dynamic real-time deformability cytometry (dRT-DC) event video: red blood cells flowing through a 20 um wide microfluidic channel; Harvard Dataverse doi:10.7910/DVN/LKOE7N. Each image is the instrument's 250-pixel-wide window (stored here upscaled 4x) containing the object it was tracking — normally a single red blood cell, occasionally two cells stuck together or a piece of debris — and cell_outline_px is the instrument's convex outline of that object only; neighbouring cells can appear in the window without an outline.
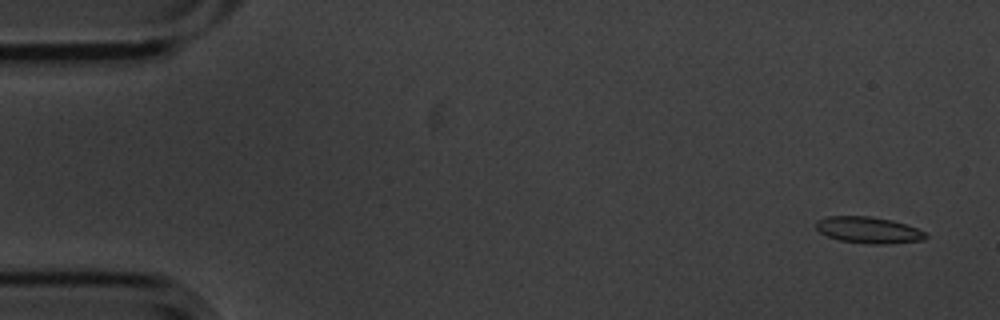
{"species": "common noctule bat (a hibernating species)", "species_latin": "Nyctalus noctula", "temperature_condition": "cold", "stored_images_in_passage": 8, "camera_frame_rate_fps": 3000, "um_per_image_px": 0.085, "animal": {"sex": "male", "body_mass_g": 20.1, "forearm_length_mm": 53.5}, "frame": {"image": 1, "passage_image": 1, "time_ms": 0.0, "image_size_px": [1000, 320], "cell_outline_px": [[928, 236], [924, 240], [888, 244], [868, 244], [840, 240], [828, 236], [820, 232], [816, 228], [816, 220], [828, 216], [872, 216], [892, 220], [916, 228], [924, 232]], "centroid_in_image_um": [73.82, 19.55], "position_along_channel_um": 11.2, "area_um2": 16.88}}
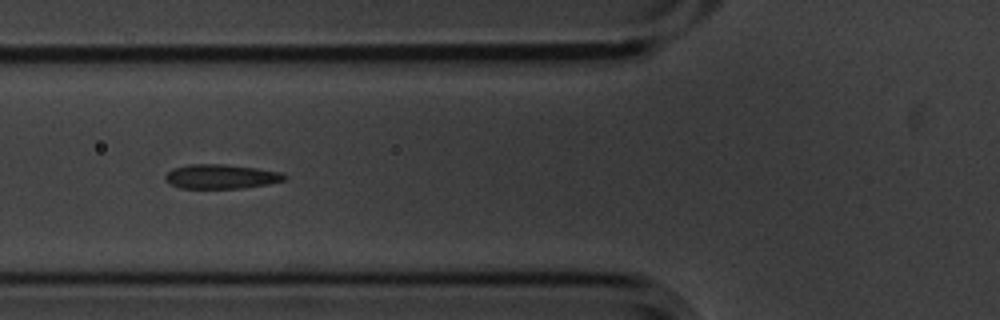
{"frame": {"image": 2, "passage_image": 6, "time_ms": 1.667, "image_size_px": [1000, 320], "cell_outline_px": [[288, 180], [268, 184], [244, 188], [180, 188], [168, 184], [164, 180], [164, 176], [172, 168], [192, 164], [224, 164], [256, 168], [280, 172], [288, 176]], "centroid_in_image_um": [18.79, 15.01], "position_along_channel_um": 107.0, "area_um2": 17.11}}
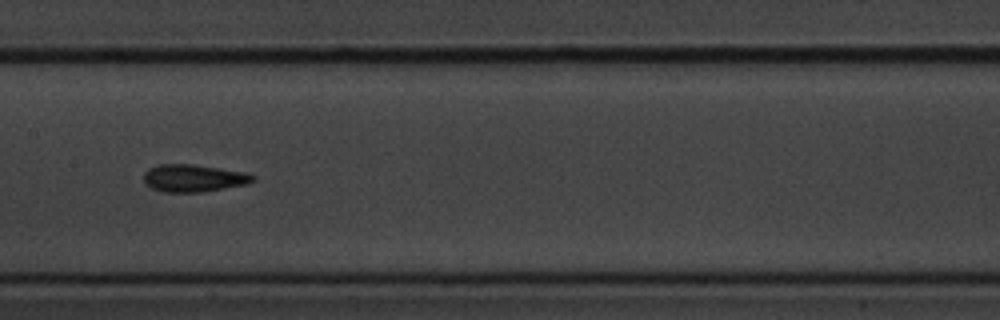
{"frame": {"image": 3, "passage_image": 8, "time_ms": 2.333, "image_size_px": [1000, 320], "cell_outline_px": [[256, 180], [248, 184], [204, 192], [164, 192], [152, 188], [144, 184], [144, 172], [148, 168], [160, 164], [192, 164], [220, 168], [244, 172], [256, 176]], "centroid_in_image_um": [16.46, 15.14], "position_along_channel_um": 190.9, "area_um2": 17.63}}